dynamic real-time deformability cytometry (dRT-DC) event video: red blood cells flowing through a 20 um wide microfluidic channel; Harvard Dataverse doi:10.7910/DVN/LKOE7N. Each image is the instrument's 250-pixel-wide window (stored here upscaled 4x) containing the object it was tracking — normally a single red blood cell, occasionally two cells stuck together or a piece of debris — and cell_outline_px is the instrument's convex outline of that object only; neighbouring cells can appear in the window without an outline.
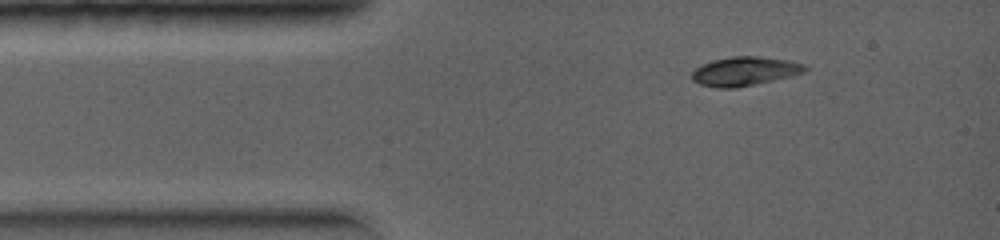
{"species": "common noctule bat (a hibernating species)", "species_latin": "Nyctalus noctula", "temperature_condition": "warm", "stored_images_in_passage": 2, "camera_frame_rate_fps": 5000, "um_per_image_px": 0.085, "animal": {"sex": "female", "body_mass_g": 19.0, "forearm_length_mm": 56.7}, "frame": {"image": 1, "passage_image": 1, "time_ms": 0.0, "image_size_px": [1000, 240], "cell_outline_px": [[808, 68], [804, 72], [792, 76], [736, 88], [716, 88], [700, 84], [692, 80], [692, 72], [696, 68], [712, 60], [732, 56], [756, 56], [784, 60], [804, 64]], "centroid_in_image_um": [63.28, 6.06], "position_along_channel_um": 21.7, "area_um2": 18.9}}